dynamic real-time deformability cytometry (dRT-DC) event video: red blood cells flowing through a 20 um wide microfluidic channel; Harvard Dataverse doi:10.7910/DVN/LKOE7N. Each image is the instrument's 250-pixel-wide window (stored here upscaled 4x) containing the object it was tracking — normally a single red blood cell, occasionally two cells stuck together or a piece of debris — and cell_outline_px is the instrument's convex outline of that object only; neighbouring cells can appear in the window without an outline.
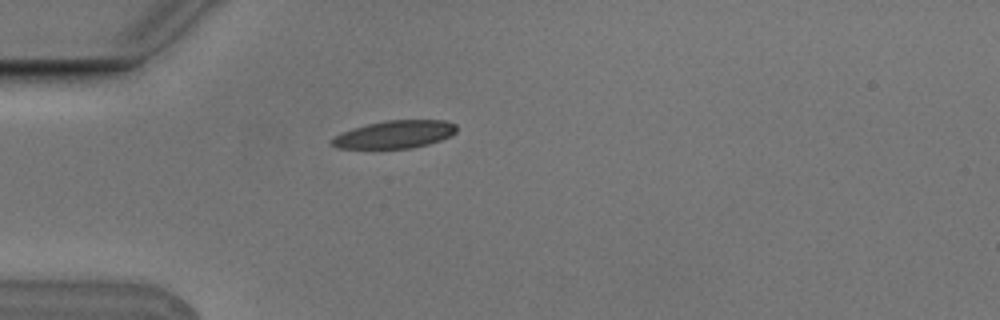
{"species": "Egyptian fruit bat (a non-hibernating species)", "species_latin": "Rousettus aegyptiacus", "temperature_condition": "cold", "stored_images_in_passage": 2, "camera_frame_rate_fps": 3000, "um_per_image_px": 0.085, "animal": {"sex": "male"}, "frame": {"image": 1, "passage_image": 1, "time_ms": 0.0, "image_size_px": [1000, 320], "cell_outline_px": [[456, 132], [452, 136], [428, 144], [412, 148], [336, 148], [328, 140], [352, 128], [384, 120], [444, 120], [456, 124]], "centroid_in_image_um": [33.57, 11.42], "position_along_channel_um": 51.4, "area_um2": 20.11}}